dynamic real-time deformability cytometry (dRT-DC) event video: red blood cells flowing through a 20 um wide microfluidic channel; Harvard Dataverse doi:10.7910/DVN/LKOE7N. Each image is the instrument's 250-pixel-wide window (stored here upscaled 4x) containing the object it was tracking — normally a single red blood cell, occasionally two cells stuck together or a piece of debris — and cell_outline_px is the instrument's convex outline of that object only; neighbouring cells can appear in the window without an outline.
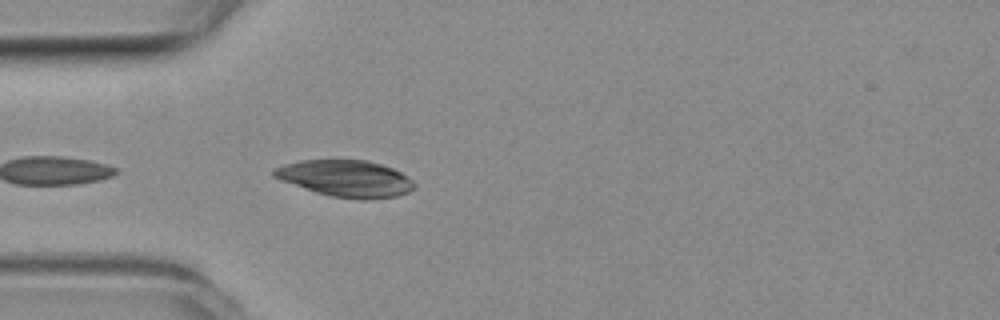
{"species": "common noctule bat (a hibernating species)", "species_latin": "Nyctalus noctula", "temperature_condition": "room temperature", "stored_images_in_passage": 4, "camera_frame_rate_fps": 3000, "um_per_image_px": 0.085, "animal": {"sex": "female", "body_mass_g": 19.3, "forearm_length_mm": 54.1}, "frame": {"image": 1, "passage_image": 4, "time_ms": 1.0, "image_size_px": [1000, 320], "cell_outline_px": [[416, 184], [408, 192], [396, 196], [368, 200], [360, 200], [332, 196], [316, 192], [280, 180], [272, 176], [272, 168], [284, 164], [300, 160], [368, 160], [392, 168], [400, 172], [412, 180]], "centroid_in_image_um": [29.36, 15.17], "position_along_channel_um": 55.6, "area_um2": 29.94}}